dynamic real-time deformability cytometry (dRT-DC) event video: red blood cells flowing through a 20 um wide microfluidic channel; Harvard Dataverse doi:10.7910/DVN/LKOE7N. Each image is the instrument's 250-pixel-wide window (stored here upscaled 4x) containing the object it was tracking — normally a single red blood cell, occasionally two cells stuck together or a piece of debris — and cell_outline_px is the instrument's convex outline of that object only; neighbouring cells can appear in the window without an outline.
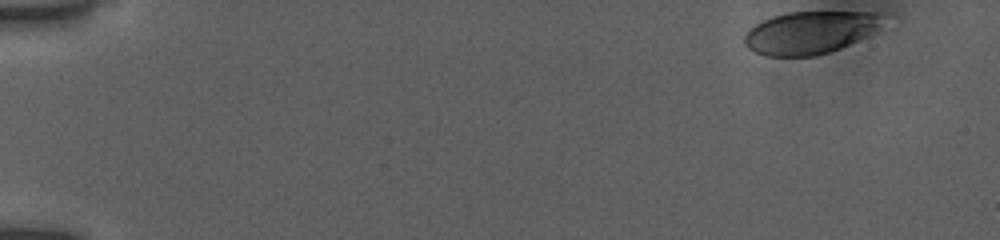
{"species": "human", "species_latin": "Homo sapiens", "temperature_condition": "room temperature", "stored_images_in_passage": 35, "camera_frame_rate_fps": 3000, "um_per_image_px": 0.085, "donor": {"sex": "female"}, "frame": {"image": 1, "passage_image": 1, "time_ms": 0.0, "image_size_px": [1000, 240], "cell_outline_px": [[896, 12], [868, 36], [840, 48], [828, 52], [812, 56], [768, 56], [756, 52], [748, 48], [744, 44], [744, 36], [756, 24], [772, 16], [788, 12]], "centroid_in_image_um": [68.98, 2.73], "position_along_channel_um": 16.0, "area_um2": 34.74}}
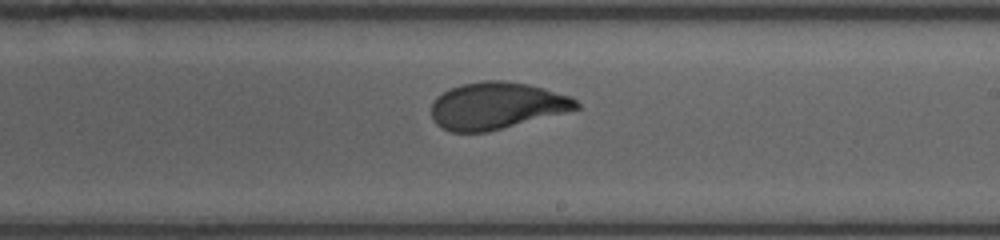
{"frame": {"image": 2, "passage_image": 19, "time_ms": 6.0, "image_size_px": [1000, 240], "cell_outline_px": [[580, 108], [488, 132], [452, 132], [440, 128], [432, 120], [432, 100], [436, 96], [460, 84], [484, 80], [504, 80], [528, 84], [544, 88], [572, 96], [580, 104]], "centroid_in_image_um": [42.19, 8.98], "position_along_channel_um": 246.8, "area_um2": 39.77}}
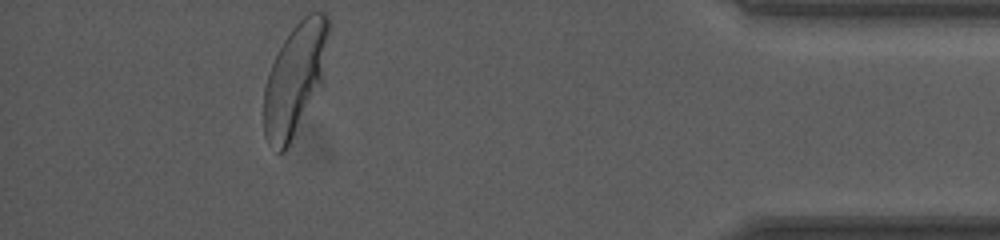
{"frame": {"image": 3, "passage_image": 35, "time_ms": 11.333, "image_size_px": [1000, 240], "cell_outline_px": [[328, 32], [320, 84], [284, 152], [280, 152], [264, 136], [264, 88], [268, 72], [284, 40], [292, 28], [308, 12], [324, 12], [328, 16]], "centroid_in_image_um": [25.03, 6.66], "position_along_channel_um": 410.2, "area_um2": 40.23}, "authors_computed_cell_mechanics": {"area_um2": 39.9976, "velocity_mm_per_s": 3.8895, "shape_relaxation_time_tau1_ms": 2.2216, "shape_relaxation_time_tau2_ms": null, "deformation_change_tau1": 0.1636, "deformation_change_tau2": null}}